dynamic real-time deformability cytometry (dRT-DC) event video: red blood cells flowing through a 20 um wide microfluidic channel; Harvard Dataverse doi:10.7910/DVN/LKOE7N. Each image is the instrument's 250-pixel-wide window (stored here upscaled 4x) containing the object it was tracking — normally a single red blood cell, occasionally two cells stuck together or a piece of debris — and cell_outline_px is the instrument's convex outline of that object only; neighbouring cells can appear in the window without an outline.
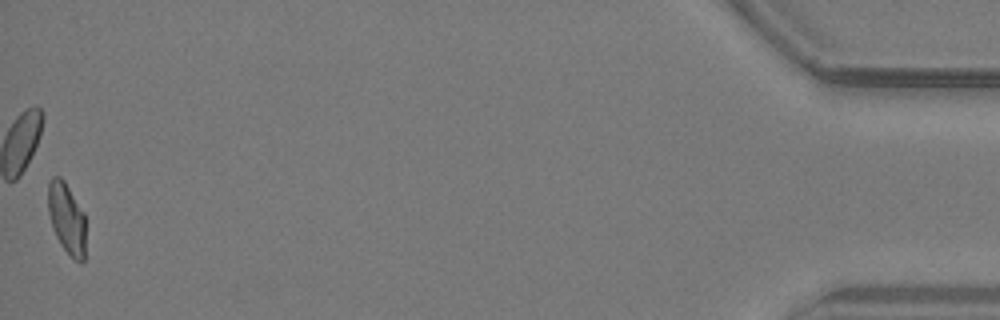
{"species": "common noctule bat (a hibernating species)", "species_latin": "Nyctalus noctula", "temperature_condition": "warm", "stored_images_in_passage": 48, "camera_frame_rate_fps": 3000, "um_per_image_px": 0.085, "animal": {"sex": "male", "body_mass_g": 19.2, "forearm_length_mm": 51.8}, "frame": {"image": 1, "passage_image": 48, "time_ms": 15.667, "image_size_px": [1000, 320], "cell_outline_px": [[84, 260], [80, 264], [60, 244], [56, 236], [48, 212], [48, 184], [52, 176], [60, 176], [64, 180], [84, 212]], "centroid_in_image_um": [5.66, 18.52], "position_along_channel_um": 429.5, "area_um2": 15.32}}